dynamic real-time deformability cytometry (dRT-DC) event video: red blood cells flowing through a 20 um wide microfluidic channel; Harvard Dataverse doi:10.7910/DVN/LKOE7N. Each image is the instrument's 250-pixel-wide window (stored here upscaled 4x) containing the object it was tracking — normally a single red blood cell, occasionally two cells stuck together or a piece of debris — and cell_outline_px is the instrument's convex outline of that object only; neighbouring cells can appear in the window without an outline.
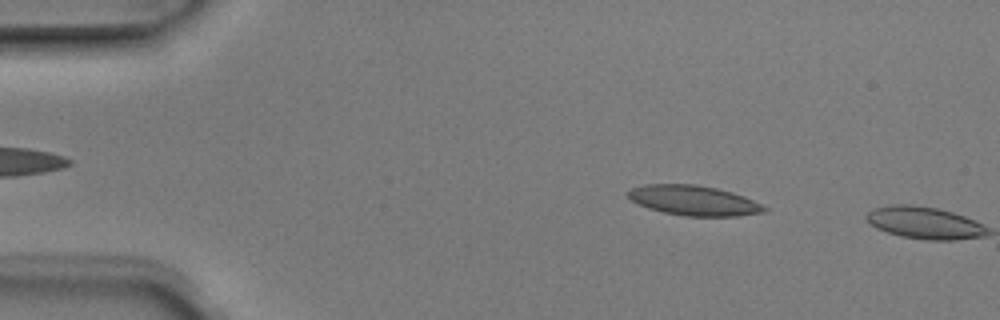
{"species": "Egyptian fruit bat (a non-hibernating species)", "species_latin": "Rousettus aegyptiacus", "temperature_condition": "room temperature", "stored_images_in_passage": 4, "camera_frame_rate_fps": 3000, "um_per_image_px": 0.085, "animal": {"sex": "male"}, "frame": {"image": 1, "passage_image": 3, "time_ms": 0.667, "image_size_px": [1000, 320], "cell_outline_px": [[768, 212], [736, 216], [684, 216], [664, 212], [648, 208], [632, 200], [628, 196], [628, 192], [632, 188], [644, 184], [696, 184], [716, 188], [732, 192], [744, 196], [768, 208]], "centroid_in_image_um": [59.0, 17.04], "position_along_channel_um": 26.0, "area_um2": 23.7}}